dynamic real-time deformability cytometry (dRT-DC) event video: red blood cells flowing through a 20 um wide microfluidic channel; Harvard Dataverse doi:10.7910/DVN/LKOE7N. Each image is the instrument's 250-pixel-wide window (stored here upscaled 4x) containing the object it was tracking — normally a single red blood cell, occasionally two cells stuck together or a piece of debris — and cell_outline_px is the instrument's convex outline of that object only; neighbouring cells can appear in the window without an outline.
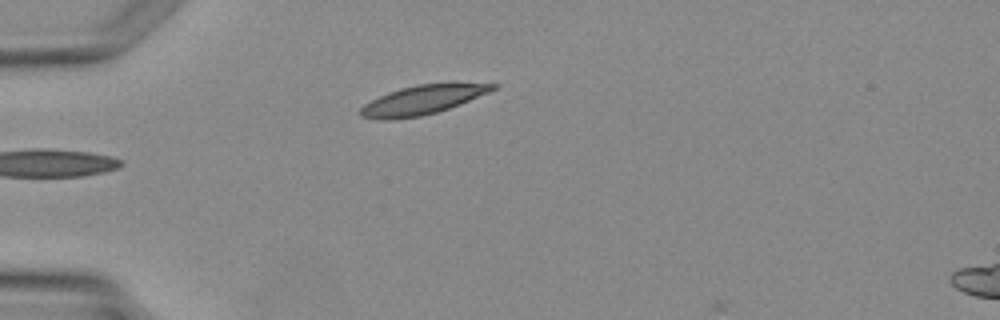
{"species": "Egyptian fruit bat (a non-hibernating species)", "species_latin": "Rousettus aegyptiacus", "temperature_condition": "warm", "stored_images_in_passage": 2, "camera_frame_rate_fps": 3000, "um_per_image_px": 0.085, "animal": {"sex": "female"}, "frame": {"image": 1, "passage_image": 2, "time_ms": 1.333, "image_size_px": [1000, 320], "cell_outline_px": [[500, 84], [496, 88], [488, 92], [460, 104], [436, 112], [420, 116], [392, 120], [380, 120], [360, 116], [360, 108], [364, 104], [388, 92], [400, 88], [416, 84], [448, 80], [452, 80]], "centroid_in_image_um": [35.99, 8.43], "position_along_channel_um": 49.0, "area_um2": 23.24}}